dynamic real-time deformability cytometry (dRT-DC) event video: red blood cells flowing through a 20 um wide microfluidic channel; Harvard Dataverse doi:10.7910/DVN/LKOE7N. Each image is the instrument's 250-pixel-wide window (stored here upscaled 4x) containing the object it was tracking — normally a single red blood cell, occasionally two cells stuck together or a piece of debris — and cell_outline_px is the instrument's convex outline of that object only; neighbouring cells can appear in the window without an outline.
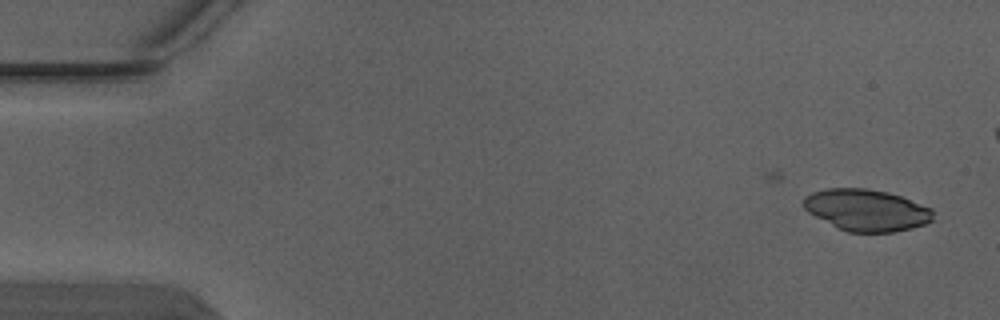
{"species": "Egyptian fruit bat (a non-hibernating species)", "species_latin": "Rousettus aegyptiacus", "temperature_condition": "warm", "stored_images_in_passage": 2, "camera_frame_rate_fps": 3000, "um_per_image_px": 0.085, "animal": {"sex": "male"}, "frame": {"image": 1, "passage_image": 2, "time_ms": 0.333, "image_size_px": [1000, 320], "cell_outline_px": [[932, 220], [924, 224], [912, 228], [896, 232], [848, 232], [836, 228], [808, 212], [804, 208], [804, 196], [812, 192], [824, 188], [868, 188], [888, 192], [900, 196], [932, 208]], "centroid_in_image_um": [73.63, 17.85], "position_along_channel_um": 11.4, "area_um2": 31.56}}